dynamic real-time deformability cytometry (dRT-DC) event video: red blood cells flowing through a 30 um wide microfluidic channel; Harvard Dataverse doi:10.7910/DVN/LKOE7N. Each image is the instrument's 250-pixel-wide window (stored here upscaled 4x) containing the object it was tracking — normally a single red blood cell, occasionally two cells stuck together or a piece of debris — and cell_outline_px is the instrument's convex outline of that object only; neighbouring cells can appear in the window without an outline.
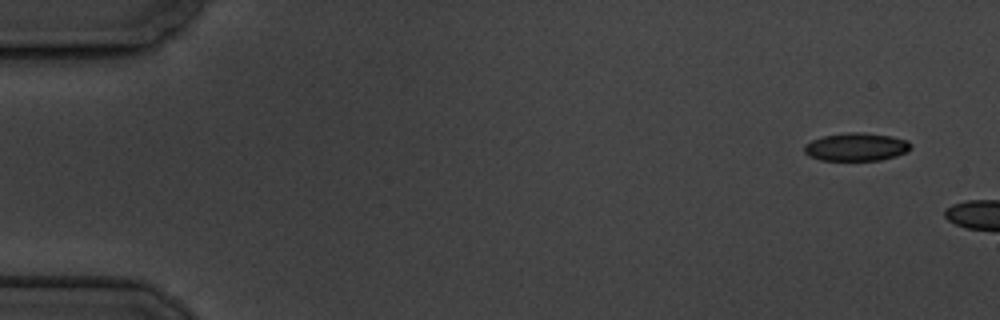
{"species": "common noctule bat (a hibernating species)", "species_latin": "Nyctalus noctula", "temperature_condition": "cold", "stored_images_in_passage": 3, "camera_frame_rate_fps": 3000, "um_per_image_px": 0.085, "animal": {"sex": "male", "body_mass_g": 19.5, "forearm_length_mm": 54.6}, "frame": {"image": 1, "passage_image": 1, "time_ms": 0.0, "image_size_px": [1000, 320], "cell_outline_px": [[912, 148], [908, 152], [896, 156], [880, 160], [820, 160], [808, 156], [804, 152], [804, 144], [812, 140], [824, 136], [848, 132], [864, 132], [892, 136], [908, 140], [912, 144]], "centroid_in_image_um": [72.81, 12.48], "position_along_channel_um": 12.2, "area_um2": 17.63}}